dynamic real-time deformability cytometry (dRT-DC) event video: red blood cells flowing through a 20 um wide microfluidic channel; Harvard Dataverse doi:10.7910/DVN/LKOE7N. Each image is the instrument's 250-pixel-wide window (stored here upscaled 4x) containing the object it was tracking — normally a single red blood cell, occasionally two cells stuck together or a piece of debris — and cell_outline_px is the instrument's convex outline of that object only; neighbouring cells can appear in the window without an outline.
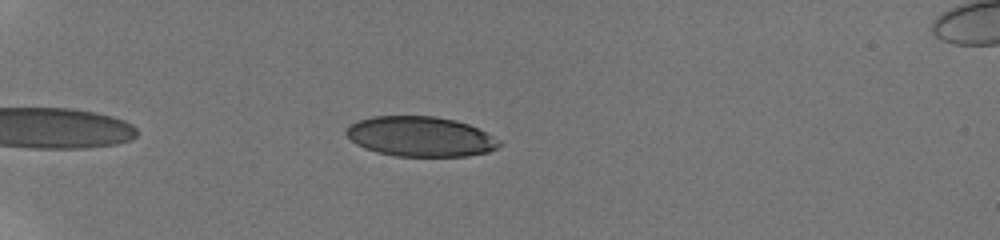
{"species": "human", "species_latin": "Homo sapiens", "temperature_condition": "room temperature", "stored_images_in_passage": 36, "camera_frame_rate_fps": 3000, "um_per_image_px": 0.085, "donor": {"sex": "male"}, "frame": {"image": 1, "passage_image": 3, "time_ms": 0.667, "image_size_px": [1000, 240], "cell_outline_px": [[500, 144], [496, 148], [488, 152], [468, 156], [396, 156], [376, 152], [364, 148], [356, 144], [344, 132], [344, 128], [348, 124], [356, 120], [372, 116], [436, 116], [456, 120], [468, 124], [500, 140]], "centroid_in_image_um": [35.67, 11.6], "position_along_channel_um": 49.3, "area_um2": 35.84}}
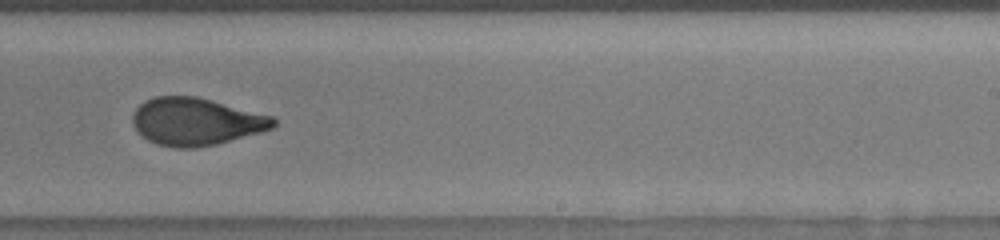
{"frame": {"image": 2, "passage_image": 24, "time_ms": 7.667, "image_size_px": [1000, 240], "cell_outline_px": [[276, 124], [272, 128], [260, 132], [216, 144], [192, 148], [176, 148], [156, 144], [148, 140], [136, 132], [132, 124], [132, 112], [144, 100], [156, 96], [196, 96], [276, 116]], "centroid_in_image_um": [16.64, 10.33], "position_along_channel_um": 272.4, "area_um2": 39.3}}
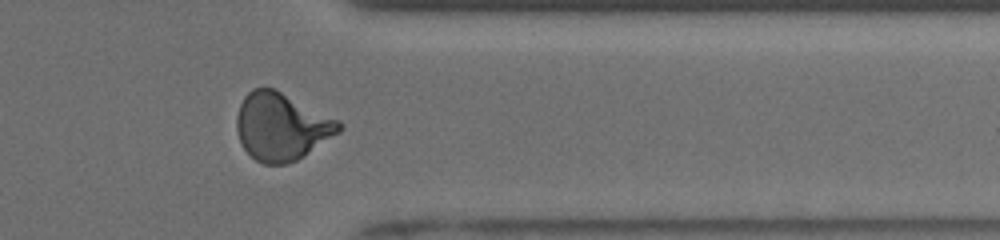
{"frame": {"image": 3, "passage_image": 33, "time_ms": 10.667, "image_size_px": [1000, 240], "cell_outline_px": [[344, 128], [340, 132], [296, 160], [284, 164], [264, 164], [256, 160], [244, 148], [240, 140], [236, 128], [236, 116], [240, 104], [244, 96], [252, 88], [272, 88], [340, 120], [344, 124]], "centroid_in_image_um": [23.93, 10.75], "position_along_channel_um": 387.5, "area_um2": 39.94}, "authors_computed_cell_mechanics": {"area_um2": 39.3618, "velocity_mm_per_s": 3.8885, "shape_relaxation_time_tau1_ms": 4.7493, "shape_relaxation_time_tau2_ms": 0.9382, "deformation_change_tau1": 0.2039, "deformation_change_tau2": 0.0736}}